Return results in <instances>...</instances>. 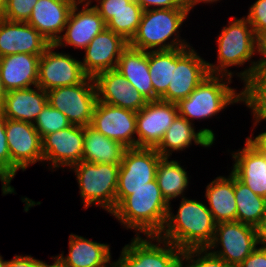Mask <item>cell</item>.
<instances>
[{
    "label": "cell",
    "instance_id": "cell-17",
    "mask_svg": "<svg viewBox=\"0 0 266 267\" xmlns=\"http://www.w3.org/2000/svg\"><path fill=\"white\" fill-rule=\"evenodd\" d=\"M92 2L78 0L74 4L64 28L65 33L54 44L57 48L69 45L84 50L92 39L106 28L103 18L93 6H90ZM78 4H83L81 10Z\"/></svg>",
    "mask_w": 266,
    "mask_h": 267
},
{
    "label": "cell",
    "instance_id": "cell-1",
    "mask_svg": "<svg viewBox=\"0 0 266 267\" xmlns=\"http://www.w3.org/2000/svg\"><path fill=\"white\" fill-rule=\"evenodd\" d=\"M171 211L169 205L165 225L158 236L182 251L207 248L213 240L216 227L207 205L183 197L177 214Z\"/></svg>",
    "mask_w": 266,
    "mask_h": 267
},
{
    "label": "cell",
    "instance_id": "cell-41",
    "mask_svg": "<svg viewBox=\"0 0 266 267\" xmlns=\"http://www.w3.org/2000/svg\"><path fill=\"white\" fill-rule=\"evenodd\" d=\"M91 2V0H88ZM98 4L93 5L104 22L107 23L119 9L125 8L132 0H95Z\"/></svg>",
    "mask_w": 266,
    "mask_h": 267
},
{
    "label": "cell",
    "instance_id": "cell-25",
    "mask_svg": "<svg viewBox=\"0 0 266 267\" xmlns=\"http://www.w3.org/2000/svg\"><path fill=\"white\" fill-rule=\"evenodd\" d=\"M244 148L232 153V173L255 194L266 198V159L246 140Z\"/></svg>",
    "mask_w": 266,
    "mask_h": 267
},
{
    "label": "cell",
    "instance_id": "cell-40",
    "mask_svg": "<svg viewBox=\"0 0 266 267\" xmlns=\"http://www.w3.org/2000/svg\"><path fill=\"white\" fill-rule=\"evenodd\" d=\"M245 18L252 26L256 36L266 30V0H256L249 8Z\"/></svg>",
    "mask_w": 266,
    "mask_h": 267
},
{
    "label": "cell",
    "instance_id": "cell-12",
    "mask_svg": "<svg viewBox=\"0 0 266 267\" xmlns=\"http://www.w3.org/2000/svg\"><path fill=\"white\" fill-rule=\"evenodd\" d=\"M56 48L51 44L40 56L37 85L44 91L77 85L87 77L80 60L68 53L53 51Z\"/></svg>",
    "mask_w": 266,
    "mask_h": 267
},
{
    "label": "cell",
    "instance_id": "cell-27",
    "mask_svg": "<svg viewBox=\"0 0 266 267\" xmlns=\"http://www.w3.org/2000/svg\"><path fill=\"white\" fill-rule=\"evenodd\" d=\"M116 69L147 101H154L149 74V52L128 45L121 53Z\"/></svg>",
    "mask_w": 266,
    "mask_h": 267
},
{
    "label": "cell",
    "instance_id": "cell-29",
    "mask_svg": "<svg viewBox=\"0 0 266 267\" xmlns=\"http://www.w3.org/2000/svg\"><path fill=\"white\" fill-rule=\"evenodd\" d=\"M83 161L90 163L120 164L125 150L122 143L112 140L96 129L84 127Z\"/></svg>",
    "mask_w": 266,
    "mask_h": 267
},
{
    "label": "cell",
    "instance_id": "cell-18",
    "mask_svg": "<svg viewBox=\"0 0 266 267\" xmlns=\"http://www.w3.org/2000/svg\"><path fill=\"white\" fill-rule=\"evenodd\" d=\"M128 45L121 35L105 28L84 49L81 61L84 73L94 78L100 72L116 69L121 53Z\"/></svg>",
    "mask_w": 266,
    "mask_h": 267
},
{
    "label": "cell",
    "instance_id": "cell-50",
    "mask_svg": "<svg viewBox=\"0 0 266 267\" xmlns=\"http://www.w3.org/2000/svg\"><path fill=\"white\" fill-rule=\"evenodd\" d=\"M54 263L52 264H46L45 267H63L56 259H54Z\"/></svg>",
    "mask_w": 266,
    "mask_h": 267
},
{
    "label": "cell",
    "instance_id": "cell-30",
    "mask_svg": "<svg viewBox=\"0 0 266 267\" xmlns=\"http://www.w3.org/2000/svg\"><path fill=\"white\" fill-rule=\"evenodd\" d=\"M169 157H162L156 171V181L161 194L170 205L173 198L181 196L188 188L189 178L187 171L176 160H169Z\"/></svg>",
    "mask_w": 266,
    "mask_h": 267
},
{
    "label": "cell",
    "instance_id": "cell-4",
    "mask_svg": "<svg viewBox=\"0 0 266 267\" xmlns=\"http://www.w3.org/2000/svg\"><path fill=\"white\" fill-rule=\"evenodd\" d=\"M231 80L226 75L206 76L187 98L176 104L179 115L192 123L195 119L212 118L228 105L243 103L244 89L237 93L235 88L229 87Z\"/></svg>",
    "mask_w": 266,
    "mask_h": 267
},
{
    "label": "cell",
    "instance_id": "cell-44",
    "mask_svg": "<svg viewBox=\"0 0 266 267\" xmlns=\"http://www.w3.org/2000/svg\"><path fill=\"white\" fill-rule=\"evenodd\" d=\"M237 267H266V248L257 246Z\"/></svg>",
    "mask_w": 266,
    "mask_h": 267
},
{
    "label": "cell",
    "instance_id": "cell-38",
    "mask_svg": "<svg viewBox=\"0 0 266 267\" xmlns=\"http://www.w3.org/2000/svg\"><path fill=\"white\" fill-rule=\"evenodd\" d=\"M244 104L250 109L255 118L253 125L266 120V95L258 87H249L244 89ZM257 136H266V131Z\"/></svg>",
    "mask_w": 266,
    "mask_h": 267
},
{
    "label": "cell",
    "instance_id": "cell-22",
    "mask_svg": "<svg viewBox=\"0 0 266 267\" xmlns=\"http://www.w3.org/2000/svg\"><path fill=\"white\" fill-rule=\"evenodd\" d=\"M194 123L178 115L165 132L155 150L162 157H169L174 151H183L191 146L192 142L203 147H210L215 141V134L211 129H194Z\"/></svg>",
    "mask_w": 266,
    "mask_h": 267
},
{
    "label": "cell",
    "instance_id": "cell-11",
    "mask_svg": "<svg viewBox=\"0 0 266 267\" xmlns=\"http://www.w3.org/2000/svg\"><path fill=\"white\" fill-rule=\"evenodd\" d=\"M162 156L155 148H127L120 163L116 206L131 191L156 179L157 166Z\"/></svg>",
    "mask_w": 266,
    "mask_h": 267
},
{
    "label": "cell",
    "instance_id": "cell-34",
    "mask_svg": "<svg viewBox=\"0 0 266 267\" xmlns=\"http://www.w3.org/2000/svg\"><path fill=\"white\" fill-rule=\"evenodd\" d=\"M71 125L68 118L49 103L45 105L33 123L41 139L49 133L66 129Z\"/></svg>",
    "mask_w": 266,
    "mask_h": 267
},
{
    "label": "cell",
    "instance_id": "cell-52",
    "mask_svg": "<svg viewBox=\"0 0 266 267\" xmlns=\"http://www.w3.org/2000/svg\"><path fill=\"white\" fill-rule=\"evenodd\" d=\"M110 267H119V265L116 263V261L115 262H112V263H110V265H109ZM109 266H107V267H109Z\"/></svg>",
    "mask_w": 266,
    "mask_h": 267
},
{
    "label": "cell",
    "instance_id": "cell-43",
    "mask_svg": "<svg viewBox=\"0 0 266 267\" xmlns=\"http://www.w3.org/2000/svg\"><path fill=\"white\" fill-rule=\"evenodd\" d=\"M47 263L33 258L31 255H15L11 260L4 261V267H45Z\"/></svg>",
    "mask_w": 266,
    "mask_h": 267
},
{
    "label": "cell",
    "instance_id": "cell-32",
    "mask_svg": "<svg viewBox=\"0 0 266 267\" xmlns=\"http://www.w3.org/2000/svg\"><path fill=\"white\" fill-rule=\"evenodd\" d=\"M149 74L154 89V100H159L172 83L173 49L149 51Z\"/></svg>",
    "mask_w": 266,
    "mask_h": 267
},
{
    "label": "cell",
    "instance_id": "cell-8",
    "mask_svg": "<svg viewBox=\"0 0 266 267\" xmlns=\"http://www.w3.org/2000/svg\"><path fill=\"white\" fill-rule=\"evenodd\" d=\"M48 103L61 111L72 125H90L98 101L93 77L87 76L77 85L47 91Z\"/></svg>",
    "mask_w": 266,
    "mask_h": 267
},
{
    "label": "cell",
    "instance_id": "cell-2",
    "mask_svg": "<svg viewBox=\"0 0 266 267\" xmlns=\"http://www.w3.org/2000/svg\"><path fill=\"white\" fill-rule=\"evenodd\" d=\"M168 210L169 204L163 198L155 179L131 191L110 214L127 230L137 231V236L140 233L157 236L165 225Z\"/></svg>",
    "mask_w": 266,
    "mask_h": 267
},
{
    "label": "cell",
    "instance_id": "cell-20",
    "mask_svg": "<svg viewBox=\"0 0 266 267\" xmlns=\"http://www.w3.org/2000/svg\"><path fill=\"white\" fill-rule=\"evenodd\" d=\"M50 45L27 22H12L0 17V57L17 53L41 56Z\"/></svg>",
    "mask_w": 266,
    "mask_h": 267
},
{
    "label": "cell",
    "instance_id": "cell-35",
    "mask_svg": "<svg viewBox=\"0 0 266 267\" xmlns=\"http://www.w3.org/2000/svg\"><path fill=\"white\" fill-rule=\"evenodd\" d=\"M257 51L262 57L258 61H251L249 67L236 73L244 82V89L257 87L266 71V30L257 36Z\"/></svg>",
    "mask_w": 266,
    "mask_h": 267
},
{
    "label": "cell",
    "instance_id": "cell-36",
    "mask_svg": "<svg viewBox=\"0 0 266 267\" xmlns=\"http://www.w3.org/2000/svg\"><path fill=\"white\" fill-rule=\"evenodd\" d=\"M6 117L0 111V181L2 182V194L15 193L11 183V156L6 136Z\"/></svg>",
    "mask_w": 266,
    "mask_h": 267
},
{
    "label": "cell",
    "instance_id": "cell-5",
    "mask_svg": "<svg viewBox=\"0 0 266 267\" xmlns=\"http://www.w3.org/2000/svg\"><path fill=\"white\" fill-rule=\"evenodd\" d=\"M229 25L222 28L218 35L217 63L207 62L209 74L226 75L233 78L228 67L243 66L257 51V36L245 17H233Z\"/></svg>",
    "mask_w": 266,
    "mask_h": 267
},
{
    "label": "cell",
    "instance_id": "cell-31",
    "mask_svg": "<svg viewBox=\"0 0 266 267\" xmlns=\"http://www.w3.org/2000/svg\"><path fill=\"white\" fill-rule=\"evenodd\" d=\"M236 221L256 227L266 214V198L255 194L234 175Z\"/></svg>",
    "mask_w": 266,
    "mask_h": 267
},
{
    "label": "cell",
    "instance_id": "cell-51",
    "mask_svg": "<svg viewBox=\"0 0 266 267\" xmlns=\"http://www.w3.org/2000/svg\"><path fill=\"white\" fill-rule=\"evenodd\" d=\"M8 0H0V13L3 11V9L6 7Z\"/></svg>",
    "mask_w": 266,
    "mask_h": 267
},
{
    "label": "cell",
    "instance_id": "cell-53",
    "mask_svg": "<svg viewBox=\"0 0 266 267\" xmlns=\"http://www.w3.org/2000/svg\"><path fill=\"white\" fill-rule=\"evenodd\" d=\"M3 257L0 255V267H4V259H2Z\"/></svg>",
    "mask_w": 266,
    "mask_h": 267
},
{
    "label": "cell",
    "instance_id": "cell-21",
    "mask_svg": "<svg viewBox=\"0 0 266 267\" xmlns=\"http://www.w3.org/2000/svg\"><path fill=\"white\" fill-rule=\"evenodd\" d=\"M77 1L38 0L27 23L51 44H55L64 32L71 10Z\"/></svg>",
    "mask_w": 266,
    "mask_h": 267
},
{
    "label": "cell",
    "instance_id": "cell-6",
    "mask_svg": "<svg viewBox=\"0 0 266 267\" xmlns=\"http://www.w3.org/2000/svg\"><path fill=\"white\" fill-rule=\"evenodd\" d=\"M119 168L120 164L83 160L70 168L77 177L84 209L93 204L111 213L116 208Z\"/></svg>",
    "mask_w": 266,
    "mask_h": 267
},
{
    "label": "cell",
    "instance_id": "cell-49",
    "mask_svg": "<svg viewBox=\"0 0 266 267\" xmlns=\"http://www.w3.org/2000/svg\"><path fill=\"white\" fill-rule=\"evenodd\" d=\"M257 87L266 95V71Z\"/></svg>",
    "mask_w": 266,
    "mask_h": 267
},
{
    "label": "cell",
    "instance_id": "cell-33",
    "mask_svg": "<svg viewBox=\"0 0 266 267\" xmlns=\"http://www.w3.org/2000/svg\"><path fill=\"white\" fill-rule=\"evenodd\" d=\"M142 13L143 9L140 5L135 0H132L125 8L115 12L113 17L106 23V28L130 42L138 30Z\"/></svg>",
    "mask_w": 266,
    "mask_h": 267
},
{
    "label": "cell",
    "instance_id": "cell-47",
    "mask_svg": "<svg viewBox=\"0 0 266 267\" xmlns=\"http://www.w3.org/2000/svg\"><path fill=\"white\" fill-rule=\"evenodd\" d=\"M219 0H184L185 2V6L187 7V9L189 10V12L191 11V9H193V7L199 3H213V2H217Z\"/></svg>",
    "mask_w": 266,
    "mask_h": 267
},
{
    "label": "cell",
    "instance_id": "cell-10",
    "mask_svg": "<svg viewBox=\"0 0 266 267\" xmlns=\"http://www.w3.org/2000/svg\"><path fill=\"white\" fill-rule=\"evenodd\" d=\"M192 48L190 46L173 49L172 83L160 100L177 104L187 98L209 75L207 61Z\"/></svg>",
    "mask_w": 266,
    "mask_h": 267
},
{
    "label": "cell",
    "instance_id": "cell-15",
    "mask_svg": "<svg viewBox=\"0 0 266 267\" xmlns=\"http://www.w3.org/2000/svg\"><path fill=\"white\" fill-rule=\"evenodd\" d=\"M136 114L135 111L97 101L90 126L127 148H136Z\"/></svg>",
    "mask_w": 266,
    "mask_h": 267
},
{
    "label": "cell",
    "instance_id": "cell-28",
    "mask_svg": "<svg viewBox=\"0 0 266 267\" xmlns=\"http://www.w3.org/2000/svg\"><path fill=\"white\" fill-rule=\"evenodd\" d=\"M208 209L216 224L236 221L237 206L234 191V174L227 177L218 176L206 187L205 193Z\"/></svg>",
    "mask_w": 266,
    "mask_h": 267
},
{
    "label": "cell",
    "instance_id": "cell-45",
    "mask_svg": "<svg viewBox=\"0 0 266 267\" xmlns=\"http://www.w3.org/2000/svg\"><path fill=\"white\" fill-rule=\"evenodd\" d=\"M266 159V136H256L254 139H246Z\"/></svg>",
    "mask_w": 266,
    "mask_h": 267
},
{
    "label": "cell",
    "instance_id": "cell-48",
    "mask_svg": "<svg viewBox=\"0 0 266 267\" xmlns=\"http://www.w3.org/2000/svg\"><path fill=\"white\" fill-rule=\"evenodd\" d=\"M5 96H6V91H5L4 87H3L2 80H1V77H0V111L2 110Z\"/></svg>",
    "mask_w": 266,
    "mask_h": 267
},
{
    "label": "cell",
    "instance_id": "cell-7",
    "mask_svg": "<svg viewBox=\"0 0 266 267\" xmlns=\"http://www.w3.org/2000/svg\"><path fill=\"white\" fill-rule=\"evenodd\" d=\"M145 237L136 235L122 248L116 261L119 267H179L183 254L180 248L158 235Z\"/></svg>",
    "mask_w": 266,
    "mask_h": 267
},
{
    "label": "cell",
    "instance_id": "cell-42",
    "mask_svg": "<svg viewBox=\"0 0 266 267\" xmlns=\"http://www.w3.org/2000/svg\"><path fill=\"white\" fill-rule=\"evenodd\" d=\"M145 10L187 8L184 0H135Z\"/></svg>",
    "mask_w": 266,
    "mask_h": 267
},
{
    "label": "cell",
    "instance_id": "cell-26",
    "mask_svg": "<svg viewBox=\"0 0 266 267\" xmlns=\"http://www.w3.org/2000/svg\"><path fill=\"white\" fill-rule=\"evenodd\" d=\"M34 88V89H33ZM6 92L1 112L12 120L34 123L48 103L47 91L38 85Z\"/></svg>",
    "mask_w": 266,
    "mask_h": 267
},
{
    "label": "cell",
    "instance_id": "cell-13",
    "mask_svg": "<svg viewBox=\"0 0 266 267\" xmlns=\"http://www.w3.org/2000/svg\"><path fill=\"white\" fill-rule=\"evenodd\" d=\"M6 136L11 156V180L18 170L43 162L42 142L32 123L6 118Z\"/></svg>",
    "mask_w": 266,
    "mask_h": 267
},
{
    "label": "cell",
    "instance_id": "cell-46",
    "mask_svg": "<svg viewBox=\"0 0 266 267\" xmlns=\"http://www.w3.org/2000/svg\"><path fill=\"white\" fill-rule=\"evenodd\" d=\"M257 243L266 248V214L256 226Z\"/></svg>",
    "mask_w": 266,
    "mask_h": 267
},
{
    "label": "cell",
    "instance_id": "cell-19",
    "mask_svg": "<svg viewBox=\"0 0 266 267\" xmlns=\"http://www.w3.org/2000/svg\"><path fill=\"white\" fill-rule=\"evenodd\" d=\"M99 102L139 112L148 101L117 70L100 72L94 77Z\"/></svg>",
    "mask_w": 266,
    "mask_h": 267
},
{
    "label": "cell",
    "instance_id": "cell-23",
    "mask_svg": "<svg viewBox=\"0 0 266 267\" xmlns=\"http://www.w3.org/2000/svg\"><path fill=\"white\" fill-rule=\"evenodd\" d=\"M39 60L40 56L26 53L0 57V77L5 91L36 86Z\"/></svg>",
    "mask_w": 266,
    "mask_h": 267
},
{
    "label": "cell",
    "instance_id": "cell-3",
    "mask_svg": "<svg viewBox=\"0 0 266 267\" xmlns=\"http://www.w3.org/2000/svg\"><path fill=\"white\" fill-rule=\"evenodd\" d=\"M188 15L187 8L143 11L138 30L129 45L146 52L190 47L186 40L179 37V28ZM171 36L170 42H166Z\"/></svg>",
    "mask_w": 266,
    "mask_h": 267
},
{
    "label": "cell",
    "instance_id": "cell-9",
    "mask_svg": "<svg viewBox=\"0 0 266 267\" xmlns=\"http://www.w3.org/2000/svg\"><path fill=\"white\" fill-rule=\"evenodd\" d=\"M219 245L222 248L213 250ZM257 245L256 227L233 221L216 224L213 240L207 249L228 265L237 267L257 248Z\"/></svg>",
    "mask_w": 266,
    "mask_h": 267
},
{
    "label": "cell",
    "instance_id": "cell-37",
    "mask_svg": "<svg viewBox=\"0 0 266 267\" xmlns=\"http://www.w3.org/2000/svg\"><path fill=\"white\" fill-rule=\"evenodd\" d=\"M179 267H233V266L228 265L223 259L212 254L207 248H193V249L183 250Z\"/></svg>",
    "mask_w": 266,
    "mask_h": 267
},
{
    "label": "cell",
    "instance_id": "cell-14",
    "mask_svg": "<svg viewBox=\"0 0 266 267\" xmlns=\"http://www.w3.org/2000/svg\"><path fill=\"white\" fill-rule=\"evenodd\" d=\"M178 115L175 103L148 101L136 114L137 147L156 148Z\"/></svg>",
    "mask_w": 266,
    "mask_h": 267
},
{
    "label": "cell",
    "instance_id": "cell-16",
    "mask_svg": "<svg viewBox=\"0 0 266 267\" xmlns=\"http://www.w3.org/2000/svg\"><path fill=\"white\" fill-rule=\"evenodd\" d=\"M43 162H49L50 168L72 167L82 161L84 145V127L71 125L45 135L42 139Z\"/></svg>",
    "mask_w": 266,
    "mask_h": 267
},
{
    "label": "cell",
    "instance_id": "cell-39",
    "mask_svg": "<svg viewBox=\"0 0 266 267\" xmlns=\"http://www.w3.org/2000/svg\"><path fill=\"white\" fill-rule=\"evenodd\" d=\"M38 0H8L0 17L12 22H27Z\"/></svg>",
    "mask_w": 266,
    "mask_h": 267
},
{
    "label": "cell",
    "instance_id": "cell-24",
    "mask_svg": "<svg viewBox=\"0 0 266 267\" xmlns=\"http://www.w3.org/2000/svg\"><path fill=\"white\" fill-rule=\"evenodd\" d=\"M63 267H107L111 261L110 246L88 240L82 236L70 234L69 253L52 257Z\"/></svg>",
    "mask_w": 266,
    "mask_h": 267
}]
</instances>
